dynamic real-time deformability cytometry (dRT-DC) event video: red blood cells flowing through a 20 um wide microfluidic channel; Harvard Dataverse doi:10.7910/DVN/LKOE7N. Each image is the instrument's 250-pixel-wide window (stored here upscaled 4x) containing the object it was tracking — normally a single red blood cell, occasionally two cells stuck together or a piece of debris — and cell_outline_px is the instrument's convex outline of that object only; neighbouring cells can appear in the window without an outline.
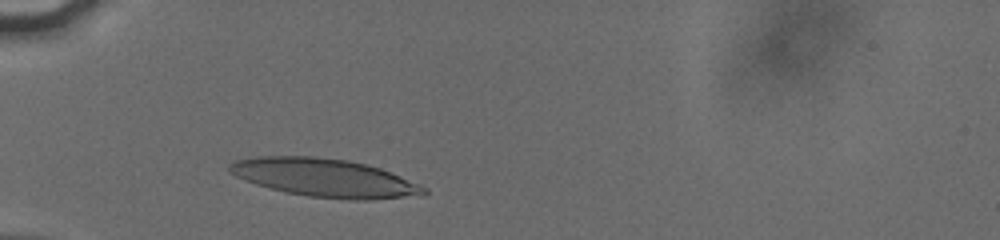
{"species": "human", "species_latin": "Homo sapiens", "temperature_condition": "cold", "stored_images_in_passage": 36, "camera_frame_rate_fps": 3000, "um_per_image_px": 0.085, "donor": {"sex": "male"}, "frame": {"image": 1, "passage_image": 4, "time_ms": 1.0, "image_size_px": [1000, 240], "cell_outline_px": [[428, 192], [424, 196], [372, 200], [348, 200], [308, 196], [268, 188], [244, 180], [228, 172], [228, 164], [232, 160], [248, 156], [316, 156], [348, 160], [380, 168], [420, 184], [428, 188]], "centroid_in_image_um": [27.59, 15.11], "position_along_channel_um": 57.4, "area_um2": 43.99}}
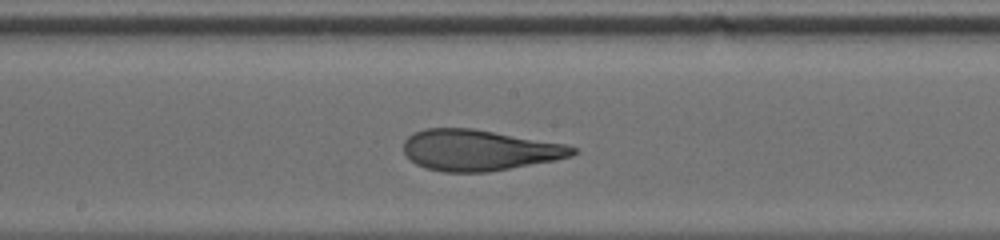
{"frame": {"image": 2, "passage_image": 17, "time_ms": 5.333, "image_size_px": [1000, 240], "cell_outline_px": [[580, 152], [572, 156], [556, 160], [488, 172], [444, 172], [428, 168], [416, 164], [404, 152], [404, 140], [408, 136], [416, 132], [428, 128], [472, 128], [564, 144], [576, 148]], "centroid_in_image_um": [40.74, 12.77], "position_along_channel_um": 207.5, "area_um2": 40.06}}
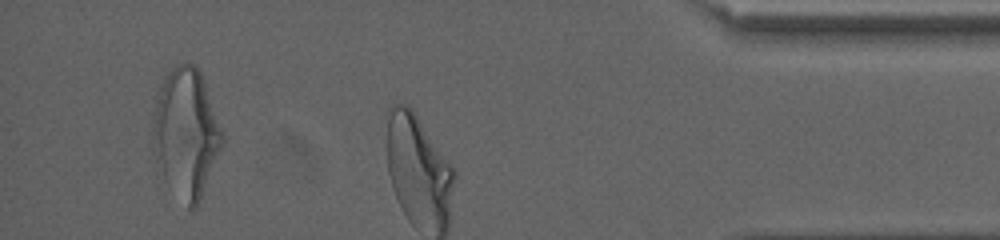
{"frame": {"image": 3, "passage_image": 34, "time_ms": 11.0, "image_size_px": [1000, 240], "cell_outline_px": [[224, 140], [196, 208], [188, 208], [164, 176], [152, 148], [152, 128], [160, 88], [164, 76], [176, 64], [192, 64], [200, 72], [224, 136]], "centroid_in_image_um": [15.81, 11.28], "position_along_channel_um": 419.4, "area_um2": 50.52}, "authors_computed_cell_mechanics": {"area_um2": 40.9224, "velocity_mm_per_s": 3.7962, "shape_relaxation_time_tau1_ms": 7.7497, "shape_relaxation_time_tau2_ms": 1.3174, "deformation_change_tau1": 0.2832, "deformation_change_tau2": 0.0966}}